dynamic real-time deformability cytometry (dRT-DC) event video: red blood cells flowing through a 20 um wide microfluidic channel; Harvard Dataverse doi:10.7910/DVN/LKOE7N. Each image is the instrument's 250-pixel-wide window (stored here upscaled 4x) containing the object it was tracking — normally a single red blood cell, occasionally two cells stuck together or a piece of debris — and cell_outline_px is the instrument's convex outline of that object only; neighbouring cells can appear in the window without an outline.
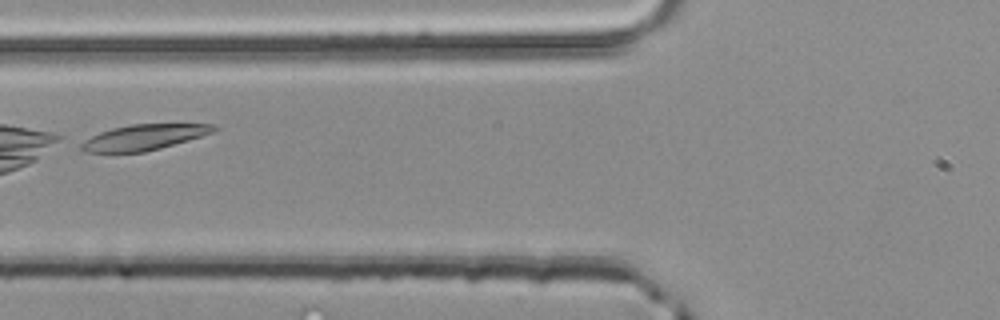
{"species": "common noctule bat (a hibernating species)", "species_latin": "Nyctalus noctula", "temperature_condition": "room temperature", "stored_images_in_passage": 4, "camera_frame_rate_fps": 3000, "um_per_image_px": 0.085, "animal": {"sex": "male", "body_mass_g": 20.4}, "frame": {"image": 1, "passage_image": 4, "time_ms": 1.0, "image_size_px": [1000, 320], "cell_outline_px": [[220, 128], [212, 132], [188, 140], [160, 148], [144, 152], [80, 152], [80, 144], [84, 140], [100, 132], [112, 128], [132, 124], [216, 124]], "centroid_in_image_um": [12.21, 11.66], "position_along_channel_um": 113.6, "area_um2": 19.65}}